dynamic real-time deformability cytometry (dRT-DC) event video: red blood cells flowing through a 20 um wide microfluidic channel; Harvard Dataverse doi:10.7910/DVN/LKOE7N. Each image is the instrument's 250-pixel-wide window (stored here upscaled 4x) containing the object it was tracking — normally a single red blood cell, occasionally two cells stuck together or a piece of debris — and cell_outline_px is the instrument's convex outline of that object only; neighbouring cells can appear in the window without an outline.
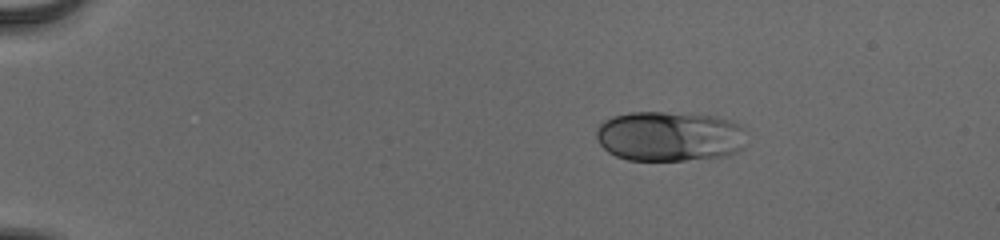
{"species": "human", "species_latin": "Homo sapiens", "temperature_condition": "cold", "stored_images_in_passage": 45, "camera_frame_rate_fps": 3000, "um_per_image_px": 0.085, "donor": {"sex": "male"}, "frame": {"image": 1, "passage_image": 1, "time_ms": 0.0, "image_size_px": [1000, 240], "cell_outline_px": [[744, 128], [740, 148], [736, 152], [724, 156], [684, 160], [628, 160], [616, 156], [608, 152], [600, 144], [596, 136], [596, 128], [604, 120], [612, 116], [632, 112], [688, 112], [716, 116], [728, 120]], "centroid_in_image_um": [56.85, 11.56], "position_along_channel_um": 28.2, "area_um2": 43.87}}
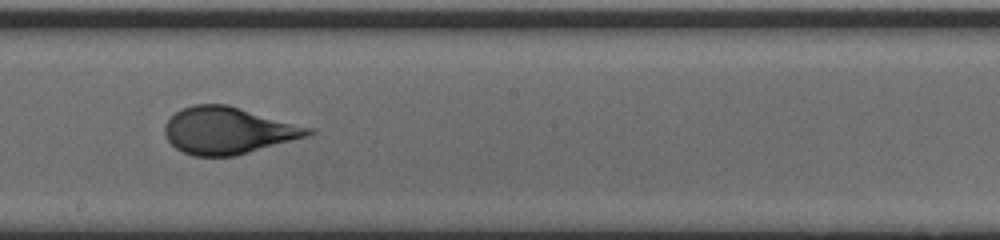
{"frame": {"image": 2, "passage_image": 24, "time_ms": 7.667, "image_size_px": [1000, 240], "cell_outline_px": [[316, 132], [308, 136], [236, 156], [196, 156], [184, 152], [176, 148], [168, 140], [164, 132], [164, 124], [180, 108], [192, 104], [228, 104], [316, 128]], "centroid_in_image_um": [19.44, 11.08], "position_along_channel_um": 228.8, "area_um2": 39.65}}
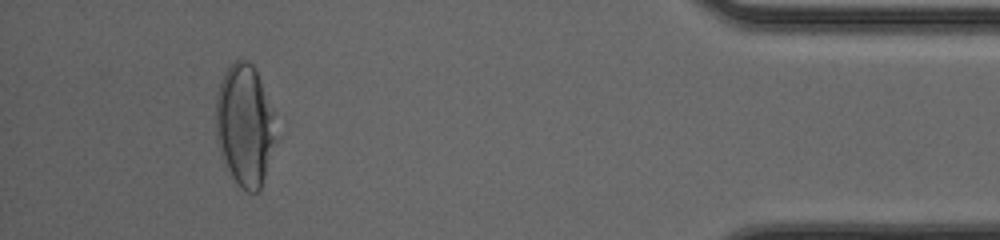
{"frame": {"image": 3, "passage_image": 42, "time_ms": 13.667, "image_size_px": [1000, 240], "cell_outline_px": [[280, 136], [260, 188], [256, 192], [248, 192], [240, 188], [232, 176], [220, 152], [216, 140], [216, 92], [220, 80], [224, 72], [236, 60], [248, 60], [256, 68], [272, 112]], "centroid_in_image_um": [20.83, 10.66], "position_along_channel_um": 414.4, "area_um2": 43.06}, "authors_computed_cell_mechanics": {"area_um2": 39.8242, "velocity_mm_per_s": 3.888, "shape_relaxation_time_tau1_ms": 6.3439, "shape_relaxation_time_tau2_ms": null, "deformation_change_tau1": 0.2015, "deformation_change_tau2": null}}